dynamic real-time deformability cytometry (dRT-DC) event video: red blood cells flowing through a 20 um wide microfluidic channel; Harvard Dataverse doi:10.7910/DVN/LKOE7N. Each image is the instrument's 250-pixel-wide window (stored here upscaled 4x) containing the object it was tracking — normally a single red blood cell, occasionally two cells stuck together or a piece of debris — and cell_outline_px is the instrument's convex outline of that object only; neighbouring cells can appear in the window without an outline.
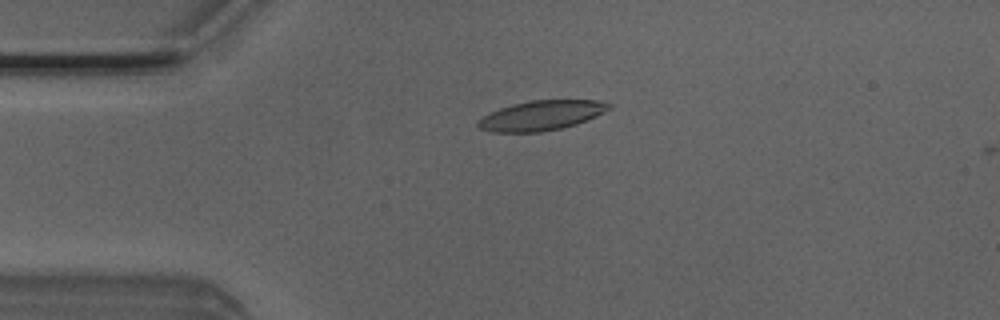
{"species": "Egyptian fruit bat (a non-hibernating species)", "species_latin": "Rousettus aegyptiacus", "temperature_condition": "room temperature", "stored_images_in_passage": 13, "camera_frame_rate_fps": 3000, "um_per_image_px": 0.085, "animal": {"sex": "male"}, "frame": {"image": 1, "passage_image": 12, "time_ms": 3.667, "image_size_px": [1000, 320], "cell_outline_px": [[612, 108], [596, 116], [576, 124], [560, 128], [540, 132], [492, 132], [480, 128], [476, 124], [476, 120], [488, 112], [512, 104], [532, 100], [596, 100], [612, 104]], "centroid_in_image_um": [45.98, 9.81], "position_along_channel_um": 39.0, "area_um2": 22.77}}